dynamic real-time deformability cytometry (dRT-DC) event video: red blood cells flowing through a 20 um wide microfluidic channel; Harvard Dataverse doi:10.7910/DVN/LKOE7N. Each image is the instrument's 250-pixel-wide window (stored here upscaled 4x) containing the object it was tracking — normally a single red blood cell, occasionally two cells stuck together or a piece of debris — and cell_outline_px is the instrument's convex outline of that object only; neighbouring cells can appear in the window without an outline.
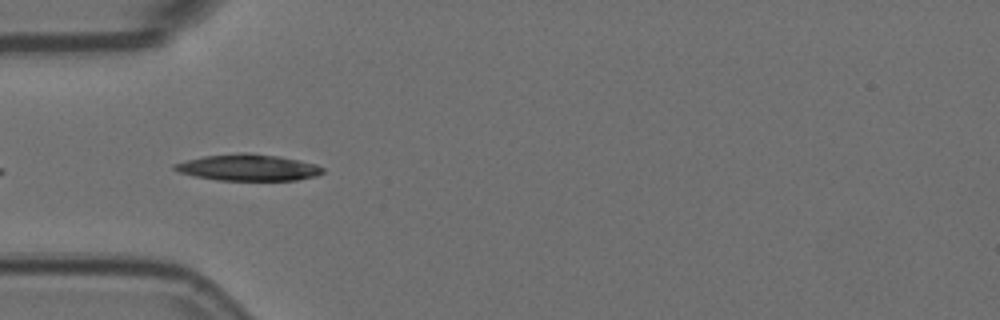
{"species": "Egyptian fruit bat (a non-hibernating species)", "species_latin": "Rousettus aegyptiacus", "temperature_condition": "room temperature", "stored_images_in_passage": 7, "camera_frame_rate_fps": 3000, "um_per_image_px": 0.085, "animal": {"sex": "female"}, "frame": {"image": 1, "passage_image": 5, "time_ms": 1.333, "image_size_px": [1000, 320], "cell_outline_px": [[324, 172], [316, 176], [296, 180], [216, 180], [196, 176], [180, 172], [172, 168], [172, 164], [204, 156], [240, 152], [248, 152], [280, 156], [316, 164], [324, 168]], "centroid_in_image_um": [21.11, 14.23], "position_along_channel_um": 63.9, "area_um2": 22.83}}
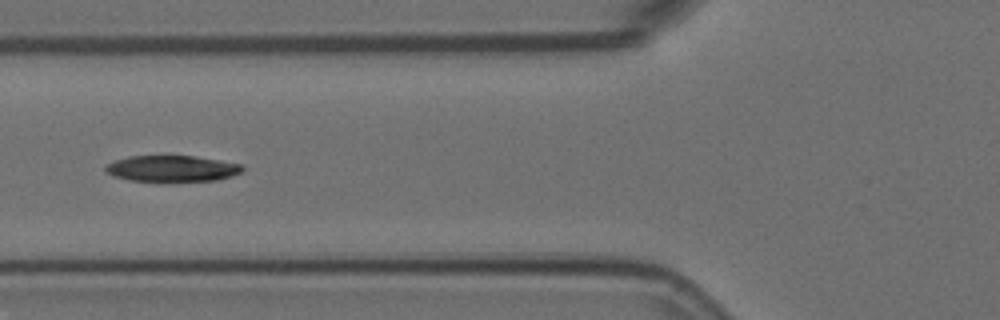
{"frame": {"image": 2, "passage_image": 6, "time_ms": 1.667, "image_size_px": [1000, 320], "cell_outline_px": [[244, 168], [240, 172], [232, 176], [216, 180], [172, 184], [160, 184], [128, 180], [112, 176], [104, 172], [104, 168], [108, 164], [116, 160], [128, 156], [192, 156], [220, 160], [240, 164]], "centroid_in_image_um": [14.57, 14.39], "position_along_channel_um": 111.2, "area_um2": 21.91}}
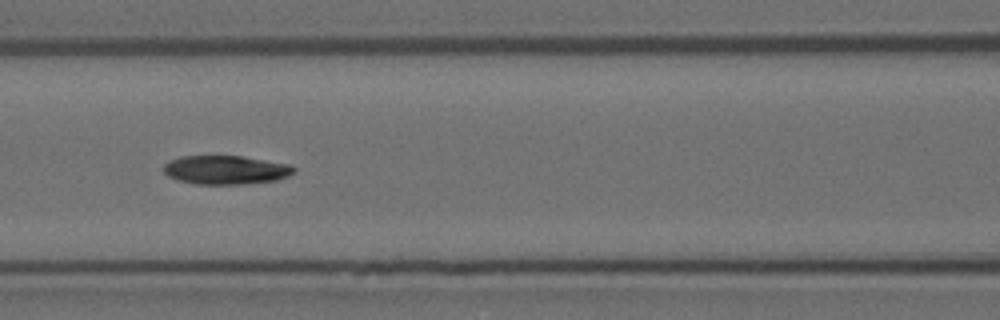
{"frame": {"image": 3, "passage_image": 7, "time_ms": 2.0, "image_size_px": [1000, 320], "cell_outline_px": [[296, 168], [288, 176], [276, 180], [244, 184], [196, 184], [180, 180], [168, 176], [164, 172], [164, 164], [168, 160], [180, 156], [240, 156], [288, 164]], "centroid_in_image_um": [19.15, 14.44], "position_along_channel_um": 147.4, "area_um2": 21.68}}